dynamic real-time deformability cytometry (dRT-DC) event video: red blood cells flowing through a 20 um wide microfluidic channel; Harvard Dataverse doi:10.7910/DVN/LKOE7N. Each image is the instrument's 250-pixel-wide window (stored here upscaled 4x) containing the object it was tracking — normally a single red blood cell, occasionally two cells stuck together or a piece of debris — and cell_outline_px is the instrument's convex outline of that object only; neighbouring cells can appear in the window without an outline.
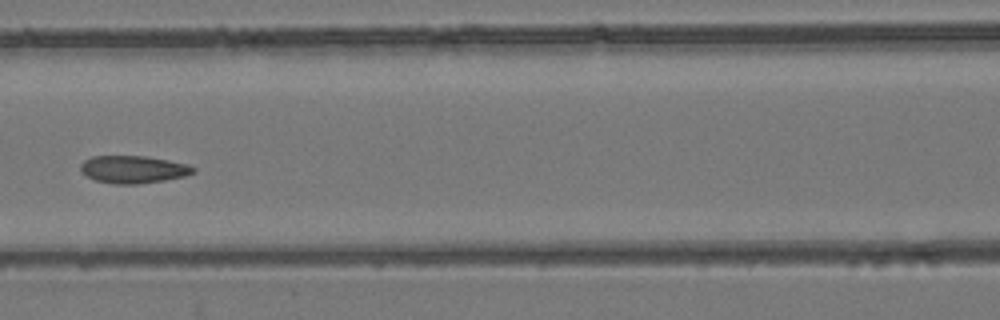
{"species": "common noctule bat (a hibernating species)", "species_latin": "Nyctalus noctula", "temperature_condition": "room temperature", "stored_images_in_passage": 8, "camera_frame_rate_fps": 3000, "um_per_image_px": 0.085, "animal": {"sex": "female", "body_mass_g": 24.6, "forearm_length_mm": 56.2}, "frame": {"image": 1, "passage_image": 7, "time_ms": 7.0, "image_size_px": [1000, 320], "cell_outline_px": [[196, 172], [184, 176], [164, 180], [140, 184], [112, 184], [96, 180], [88, 176], [80, 168], [80, 164], [84, 160], [92, 156], [144, 156], [168, 160], [188, 164], [196, 168]], "centroid_in_image_um": [11.35, 14.4], "position_along_channel_um": 155.2, "area_um2": 18.03}}
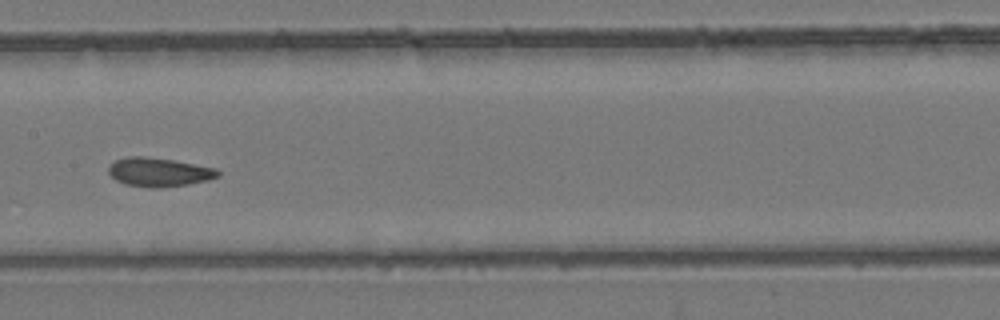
{"frame": {"image": 2, "passage_image": 8, "time_ms": 8.0, "image_size_px": [1000, 320], "cell_outline_px": [[220, 176], [208, 180], [188, 184], [160, 188], [152, 188], [124, 184], [116, 180], [108, 172], [108, 168], [116, 160], [128, 156], [140, 156], [172, 160], [216, 168], [220, 172]], "centroid_in_image_um": [13.52, 14.64], "position_along_channel_um": 193.9, "area_um2": 18.26}}